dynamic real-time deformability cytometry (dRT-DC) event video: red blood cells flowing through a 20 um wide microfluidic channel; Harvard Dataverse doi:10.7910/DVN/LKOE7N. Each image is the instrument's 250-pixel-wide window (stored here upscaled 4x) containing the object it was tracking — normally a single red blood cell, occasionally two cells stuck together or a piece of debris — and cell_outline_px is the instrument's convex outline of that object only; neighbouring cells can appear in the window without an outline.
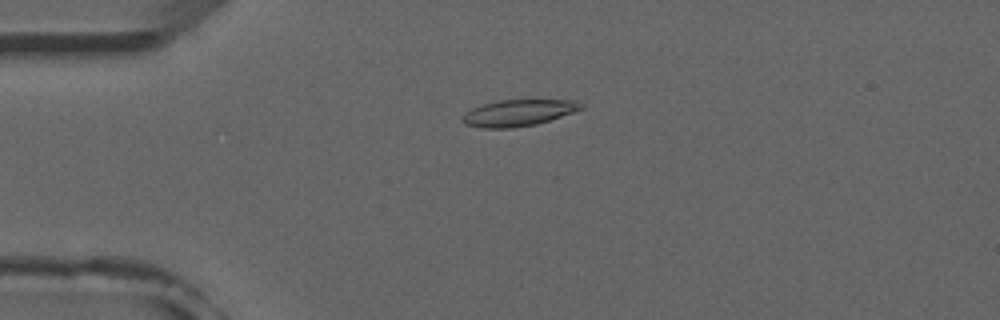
{"species": "common noctule bat (a hibernating species)", "species_latin": "Nyctalus noctula", "temperature_condition": "room temperature", "stored_images_in_passage": 3, "camera_frame_rate_fps": 3000, "um_per_image_px": 0.085, "animal": {"sex": "male", "forearm_length_mm": 52.5}, "frame": {"image": 1, "passage_image": 1, "time_ms": 0.0, "image_size_px": [1000, 320], "cell_outline_px": [[584, 108], [536, 124], [512, 128], [484, 128], [464, 124], [460, 120], [464, 112], [472, 108], [496, 100], [576, 100], [584, 104]], "centroid_in_image_um": [44.02, 9.59], "position_along_channel_um": 41.0, "area_um2": 18.26}}
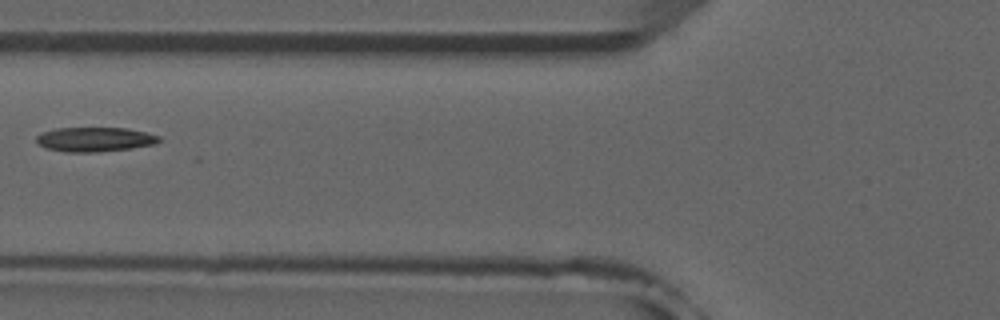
{"frame": {"image": 2, "passage_image": 3, "time_ms": 2.667, "image_size_px": [1000, 320], "cell_outline_px": [[160, 140], [156, 144], [132, 148], [96, 152], [64, 152], [44, 148], [36, 140], [36, 136], [44, 132], [56, 128], [128, 128], [160, 136]], "centroid_in_image_um": [8.06, 11.85], "position_along_channel_um": 117.7, "area_um2": 17.46}}